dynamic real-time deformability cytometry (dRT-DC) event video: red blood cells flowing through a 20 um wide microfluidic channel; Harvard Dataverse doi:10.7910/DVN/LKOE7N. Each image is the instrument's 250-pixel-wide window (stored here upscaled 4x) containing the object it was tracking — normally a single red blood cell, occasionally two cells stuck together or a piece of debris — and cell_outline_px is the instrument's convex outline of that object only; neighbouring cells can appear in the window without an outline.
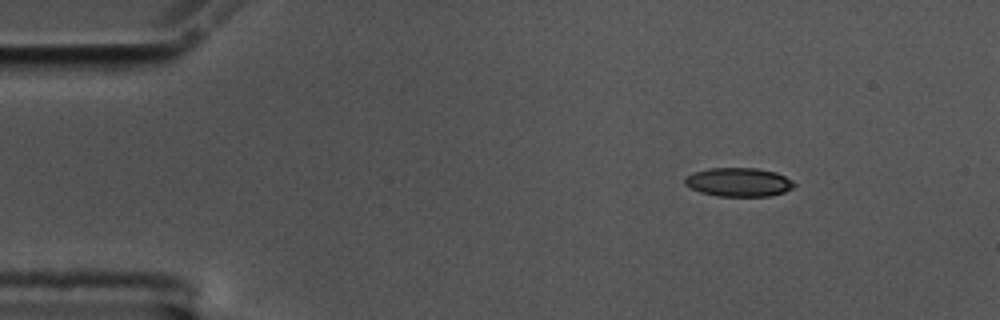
{"species": "common noctule bat (a hibernating species)", "species_latin": "Nyctalus noctula", "temperature_condition": "cold", "stored_images_in_passage": 50, "camera_frame_rate_fps": 3000, "um_per_image_px": 0.085, "animal": {"sex": "male", "body_mass_g": 17.5, "forearm_length_mm": 52.3}, "frame": {"image": 1, "passage_image": 1, "time_ms": 0.0, "image_size_px": [1000, 320], "cell_outline_px": [[796, 184], [792, 188], [784, 192], [772, 196], [716, 196], [700, 192], [684, 184], [684, 176], [692, 172], [708, 168], [756, 168], [776, 172], [792, 180]], "centroid_in_image_um": [62.76, 15.48], "position_along_channel_um": 22.2, "area_um2": 18.5}}
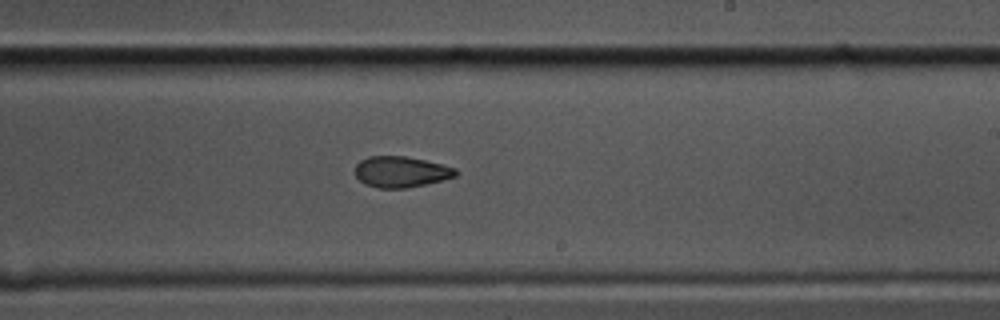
{"frame": {"image": 2, "passage_image": 27, "time_ms": 8.667, "image_size_px": [1000, 320], "cell_outline_px": [[460, 172], [456, 176], [408, 188], [380, 188], [364, 184], [352, 172], [356, 164], [360, 160], [368, 156], [404, 156], [424, 160], [456, 168]], "centroid_in_image_um": [34.04, 14.6], "position_along_channel_um": 255.0, "area_um2": 18.21}}
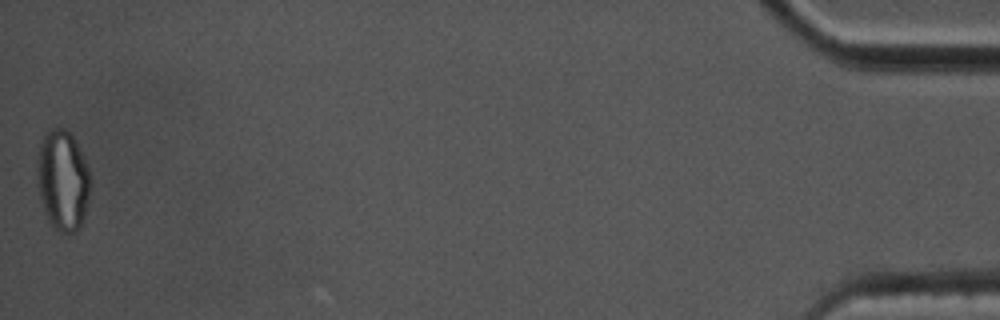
{"frame": {"image": 3, "passage_image": 50, "time_ms": 16.333, "image_size_px": [1000, 320], "cell_outline_px": [[88, 200], [84, 216], [80, 228], [76, 232], [60, 232], [48, 220], [44, 212], [36, 184], [36, 160], [40, 144], [48, 128], [64, 128], [72, 136], [84, 156], [88, 168]], "centroid_in_image_um": [5.29, 15.31], "position_along_channel_um": 429.9, "area_um2": 31.15}, "authors_computed_cell_mechanics": {"area_um2": 19.074, "velocity_mm_per_s": 3.5441, "shape_relaxation_time_tau1_ms": 4.333, "shape_relaxation_time_tau2_ms": 3.1758, "deformation_change_tau1": 0.1469, "deformation_change_tau2": 0.0863}}